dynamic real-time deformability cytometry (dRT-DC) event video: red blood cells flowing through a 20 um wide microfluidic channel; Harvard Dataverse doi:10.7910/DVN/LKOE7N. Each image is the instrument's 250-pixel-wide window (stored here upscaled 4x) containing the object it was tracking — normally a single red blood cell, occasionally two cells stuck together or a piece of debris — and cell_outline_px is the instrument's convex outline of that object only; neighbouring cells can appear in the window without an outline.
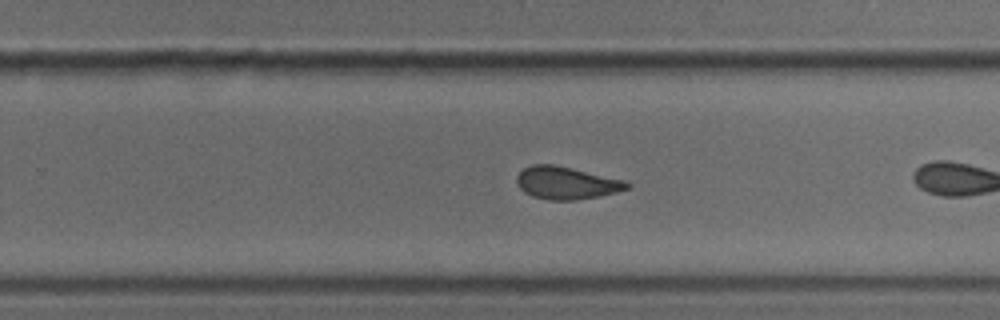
{"species": "common noctule bat (a hibernating species)", "species_latin": "Nyctalus noctula", "temperature_condition": "cold", "stored_images_in_passage": 25, "camera_frame_rate_fps": 3000, "um_per_image_px": 0.085, "animal": {"sex": "male", "body_mass_g": 18.8}, "frame": {"image": 1, "passage_image": 18, "time_ms": 5.667, "image_size_px": [1000, 320], "cell_outline_px": [[632, 184], [628, 188], [616, 192], [600, 196], [576, 200], [548, 200], [532, 196], [524, 192], [516, 184], [516, 176], [524, 168], [532, 164], [552, 164], [572, 168], [628, 180]], "centroid_in_image_um": [48.16, 15.55], "position_along_channel_um": 281.6, "area_um2": 21.15}}